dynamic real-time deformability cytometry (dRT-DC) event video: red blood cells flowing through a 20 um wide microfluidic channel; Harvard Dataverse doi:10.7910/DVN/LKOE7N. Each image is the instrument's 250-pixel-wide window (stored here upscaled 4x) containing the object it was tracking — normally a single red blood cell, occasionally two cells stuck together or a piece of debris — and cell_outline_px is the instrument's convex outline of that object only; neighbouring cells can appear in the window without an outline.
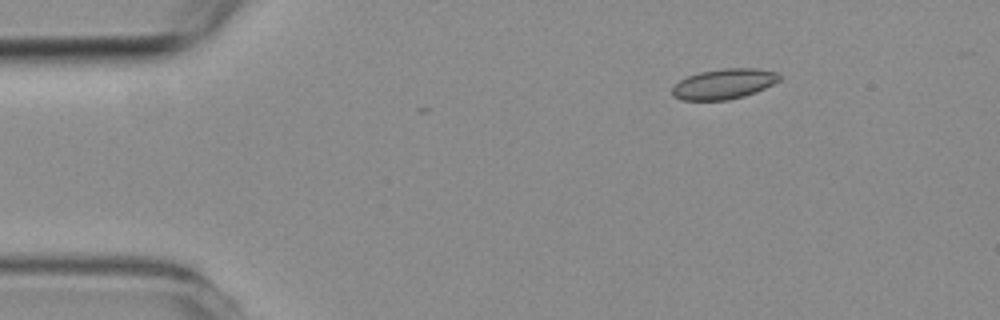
{"species": "common noctule bat (a hibernating species)", "species_latin": "Nyctalus noctula", "temperature_condition": "room temperature", "stored_images_in_passage": 4, "camera_frame_rate_fps": 3000, "um_per_image_px": 0.085, "animal": {"sex": "female", "body_mass_g": 19.3, "forearm_length_mm": 54.1}, "frame": {"image": 1, "passage_image": 1, "time_ms": 0.0, "image_size_px": [1000, 320], "cell_outline_px": [[784, 76], [780, 80], [756, 92], [744, 96], [728, 100], [680, 100], [672, 96], [672, 88], [680, 80], [688, 76], [700, 72], [724, 68], [756, 68], [780, 72]], "centroid_in_image_um": [61.57, 7.13], "position_along_channel_um": 23.4, "area_um2": 19.07}}